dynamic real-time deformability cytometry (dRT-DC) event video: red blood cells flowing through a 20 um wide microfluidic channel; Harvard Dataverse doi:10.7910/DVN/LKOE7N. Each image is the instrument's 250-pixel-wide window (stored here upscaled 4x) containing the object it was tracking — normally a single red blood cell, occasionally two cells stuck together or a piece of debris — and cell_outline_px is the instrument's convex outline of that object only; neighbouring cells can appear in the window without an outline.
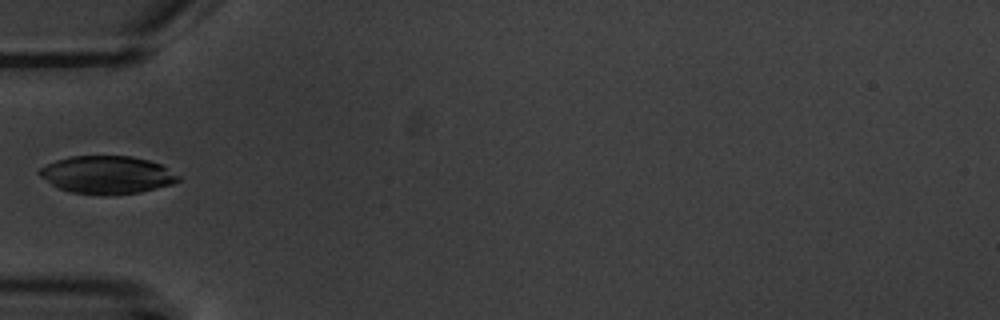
{"species": "common noctule bat (a hibernating species)", "species_latin": "Nyctalus noctula", "temperature_condition": "warm", "stored_images_in_passage": 6, "camera_frame_rate_fps": 3000, "um_per_image_px": 0.085, "animal": {"sex": "male", "body_mass_g": 20.1, "forearm_length_mm": 53.5}, "frame": {"image": 1, "passage_image": 6, "time_ms": 6.333, "image_size_px": [1000, 320], "cell_outline_px": [[180, 180], [172, 184], [140, 192], [104, 196], [72, 192], [60, 188], [52, 184], [40, 176], [36, 172], [40, 168], [56, 160], [68, 156], [132, 156], [164, 164], [180, 176]], "centroid_in_image_um": [9.13, 14.86], "position_along_channel_um": 75.9, "area_um2": 30.81}}